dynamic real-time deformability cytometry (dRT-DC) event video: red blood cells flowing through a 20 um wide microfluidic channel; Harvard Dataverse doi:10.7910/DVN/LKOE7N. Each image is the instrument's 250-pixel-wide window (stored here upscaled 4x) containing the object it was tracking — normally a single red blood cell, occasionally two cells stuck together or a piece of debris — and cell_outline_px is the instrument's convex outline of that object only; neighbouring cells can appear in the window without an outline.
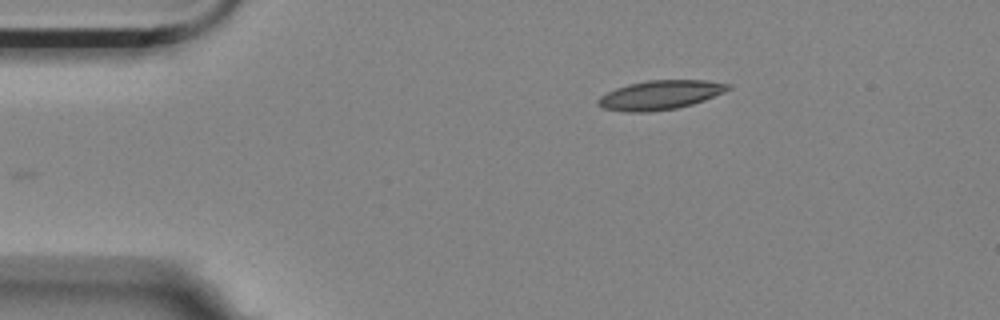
{"species": "Egyptian fruit bat (a non-hibernating species)", "species_latin": "Rousettus aegyptiacus", "temperature_condition": "room temperature", "stored_images_in_passage": 6, "camera_frame_rate_fps": 3000, "um_per_image_px": 0.085, "animal": {"sex": "female"}, "frame": {"image": 1, "passage_image": 1, "time_ms": 0.0, "image_size_px": [1000, 320], "cell_outline_px": [[732, 88], [724, 92], [704, 100], [692, 104], [676, 108], [648, 112], [624, 112], [604, 108], [596, 104], [596, 100], [600, 96], [616, 88], [628, 84], [648, 80], [704, 80], [732, 84]], "centroid_in_image_um": [56.11, 8.07], "position_along_channel_um": 28.9, "area_um2": 22.14}}